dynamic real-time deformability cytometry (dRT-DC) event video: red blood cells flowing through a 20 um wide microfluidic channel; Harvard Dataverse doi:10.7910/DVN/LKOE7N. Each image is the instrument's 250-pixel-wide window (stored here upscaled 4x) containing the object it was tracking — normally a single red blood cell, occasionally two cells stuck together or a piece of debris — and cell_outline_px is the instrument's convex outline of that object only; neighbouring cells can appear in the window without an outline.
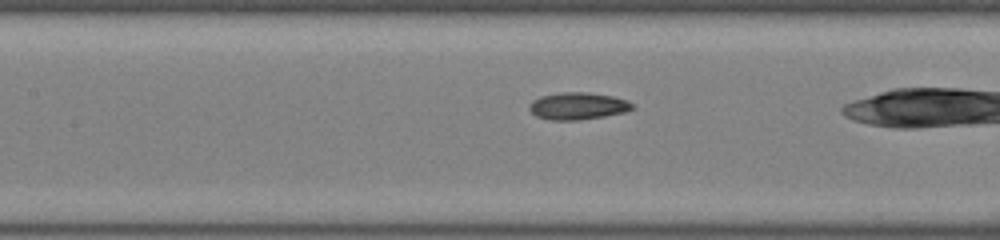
{"species": "common noctule bat (a hibernating species)", "species_latin": "Nyctalus noctula", "temperature_condition": "room temperature", "stored_images_in_passage": 37, "camera_frame_rate_fps": 3000, "um_per_image_px": 0.085, "animal": {"sex": "female", "body_mass_g": 22.0, "forearm_length_mm": 56.7}, "frame": {"image": 1, "passage_image": 20, "time_ms": 6.333, "image_size_px": [1000, 240], "cell_outline_px": [[632, 108], [624, 112], [604, 116], [580, 120], [548, 120], [536, 116], [528, 108], [528, 104], [532, 100], [540, 96], [560, 92], [588, 92], [612, 96], [628, 100], [632, 104]], "centroid_in_image_um": [49.06, 9.0], "position_along_channel_um": 158.3, "area_um2": 16.36}}
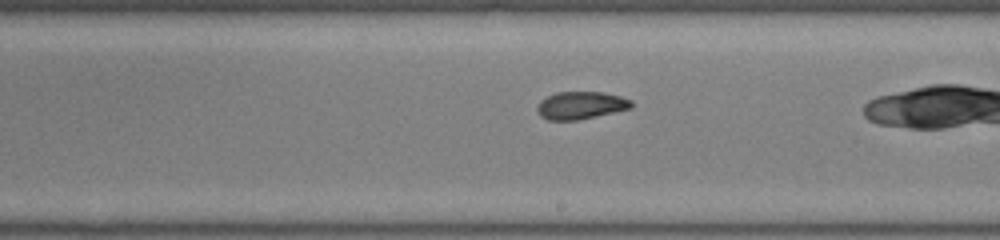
{"frame": {"image": 2, "passage_image": 26, "time_ms": 8.333, "image_size_px": [1000, 240], "cell_outline_px": [[632, 108], [596, 116], [576, 120], [548, 120], [540, 116], [536, 108], [540, 100], [556, 92], [604, 92], [620, 96], [632, 100]], "centroid_in_image_um": [49.36, 8.95], "position_along_channel_um": 239.6, "area_um2": 15.14}}
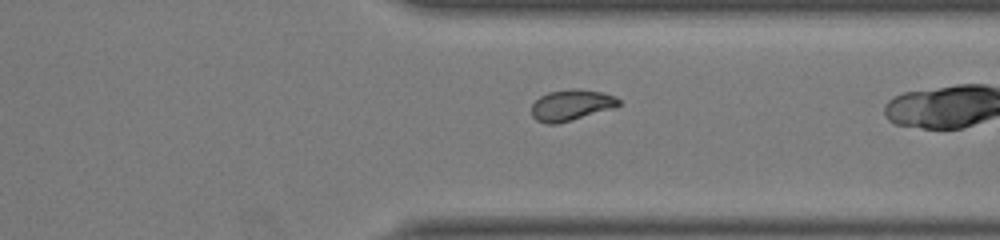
{"frame": {"image": 3, "passage_image": 35, "time_ms": 11.333, "image_size_px": [1000, 240], "cell_outline_px": [[620, 104], [616, 108], [572, 120], [556, 124], [548, 124], [536, 120], [532, 116], [532, 104], [540, 96], [548, 92], [572, 88], [576, 88], [600, 92], [616, 96], [620, 100]], "centroid_in_image_um": [48.58, 8.93], "position_along_channel_um": 362.8, "area_um2": 15.9}}